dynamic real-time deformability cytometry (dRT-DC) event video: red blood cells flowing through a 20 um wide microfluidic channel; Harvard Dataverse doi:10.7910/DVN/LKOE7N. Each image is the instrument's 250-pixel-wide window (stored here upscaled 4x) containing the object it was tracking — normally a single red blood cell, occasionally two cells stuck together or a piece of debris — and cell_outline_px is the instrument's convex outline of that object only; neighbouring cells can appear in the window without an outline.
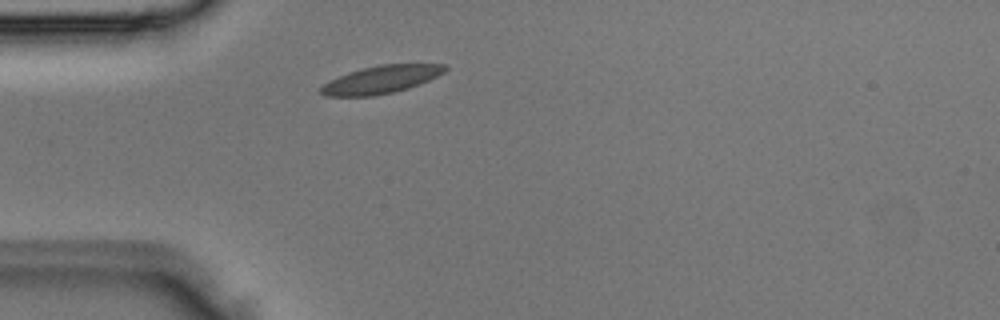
{"species": "Egyptian fruit bat (a non-hibernating species)", "species_latin": "Rousettus aegyptiacus", "temperature_condition": "room temperature", "stored_images_in_passage": 1, "camera_frame_rate_fps": 3000, "um_per_image_px": 0.085, "animal": {"sex": "male"}, "frame": {"image": 1, "passage_image": 1, "time_ms": 0.0, "image_size_px": [1000, 320], "cell_outline_px": [[448, 68], [444, 72], [428, 80], [408, 88], [392, 92], [372, 96], [324, 96], [320, 92], [320, 88], [324, 84], [348, 72], [360, 68], [380, 64], [448, 64]], "centroid_in_image_um": [32.4, 6.75], "position_along_channel_um": 52.6, "area_um2": 19.88}}